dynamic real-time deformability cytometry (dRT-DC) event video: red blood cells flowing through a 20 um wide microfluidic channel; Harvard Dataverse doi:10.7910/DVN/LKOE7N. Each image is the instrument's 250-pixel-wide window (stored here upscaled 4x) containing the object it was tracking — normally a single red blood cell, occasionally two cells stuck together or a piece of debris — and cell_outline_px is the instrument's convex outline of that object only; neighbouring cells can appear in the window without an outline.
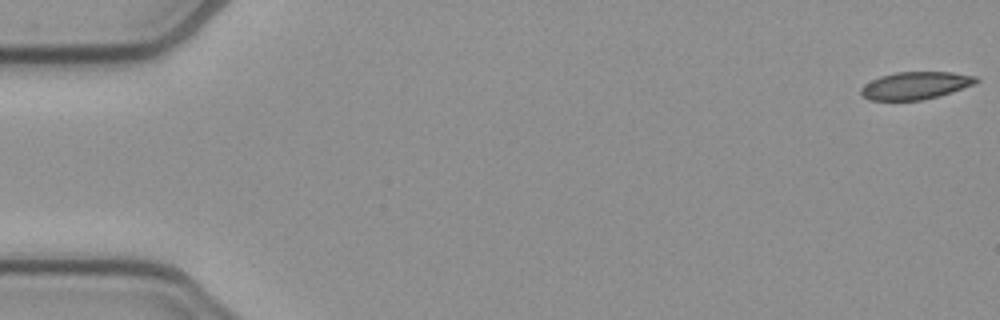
{"species": "common noctule bat (a hibernating species)", "species_latin": "Nyctalus noctula", "temperature_condition": "cold", "stored_images_in_passage": 50, "camera_frame_rate_fps": 3000, "um_per_image_px": 0.085, "animal": {"sex": "female", "body_mass_g": 21.9}, "frame": {"image": 1, "passage_image": 1, "time_ms": 0.0, "image_size_px": [1000, 320], "cell_outline_px": [[980, 80], [972, 84], [936, 96], [920, 100], [868, 100], [860, 92], [860, 88], [864, 84], [880, 76], [896, 72], [952, 72], [976, 76]], "centroid_in_image_um": [77.75, 7.26], "position_along_channel_um": 7.2, "area_um2": 18.09}}
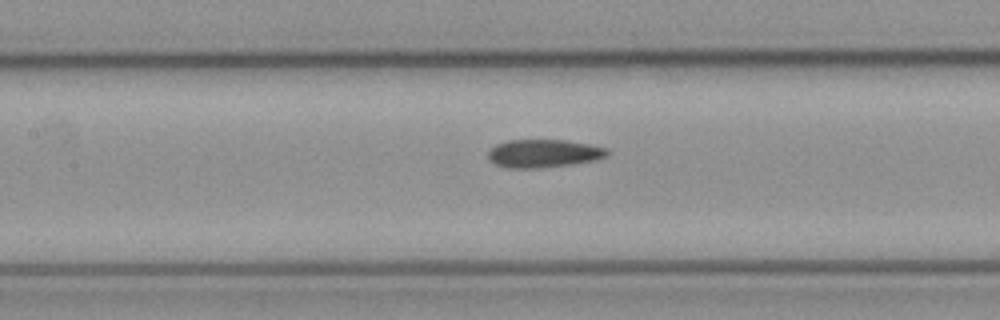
{"frame": {"image": 2, "passage_image": 24, "time_ms": 7.667, "image_size_px": [1000, 320], "cell_outline_px": [[608, 156], [596, 160], [540, 168], [504, 168], [488, 160], [488, 152], [496, 144], [508, 140], [568, 140], [608, 148]], "centroid_in_image_um": [46.19, 13.04], "position_along_channel_um": 161.2, "area_um2": 19.54}}
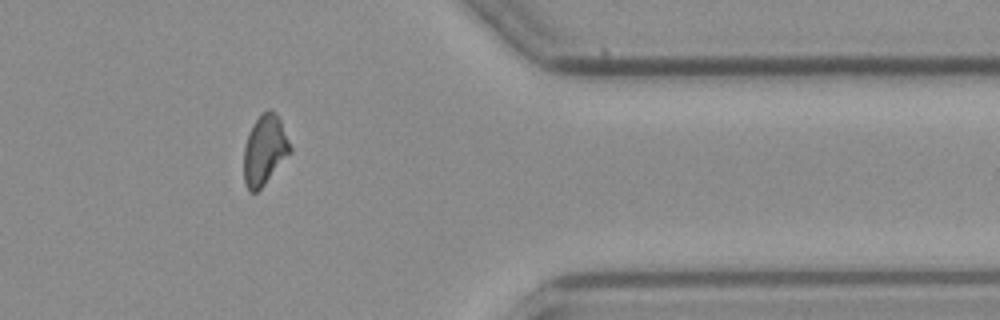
{"frame": {"image": 3, "passage_image": 43, "time_ms": 14.0, "image_size_px": [1000, 320], "cell_outline_px": [[292, 152], [264, 184], [256, 192], [248, 192], [244, 180], [244, 144], [248, 132], [256, 120], [268, 108], [272, 108], [280, 120], [292, 148]], "centroid_in_image_um": [22.49, 12.75], "position_along_channel_um": 388.9, "area_um2": 18.84}}